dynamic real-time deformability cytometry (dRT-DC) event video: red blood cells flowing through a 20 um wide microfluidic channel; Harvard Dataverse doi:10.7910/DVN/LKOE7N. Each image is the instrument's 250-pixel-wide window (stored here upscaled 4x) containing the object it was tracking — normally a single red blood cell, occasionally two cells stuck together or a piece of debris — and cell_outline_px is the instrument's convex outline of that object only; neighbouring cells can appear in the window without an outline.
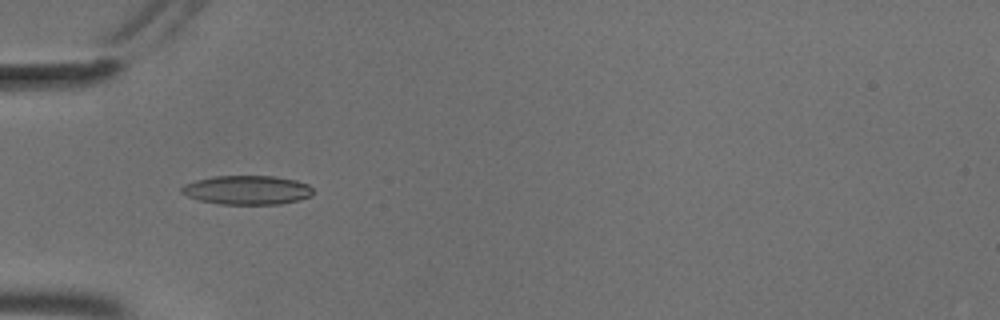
{"species": "common noctule bat (a hibernating species)", "species_latin": "Nyctalus noctula", "temperature_condition": "cold", "stored_images_in_passage": 46, "camera_frame_rate_fps": 3000, "um_per_image_px": 0.085, "animal": {"sex": "male", "body_mass_g": 18.8}, "frame": {"image": 1, "passage_image": 8, "time_ms": 2.333, "image_size_px": [1000, 320], "cell_outline_px": [[312, 196], [300, 200], [280, 204], [220, 204], [200, 200], [188, 196], [180, 192], [180, 188], [184, 184], [196, 180], [216, 176], [276, 176], [296, 180], [308, 184], [312, 188]], "centroid_in_image_um": [21.02, 16.15], "position_along_channel_um": 64.0, "area_um2": 22.31}}
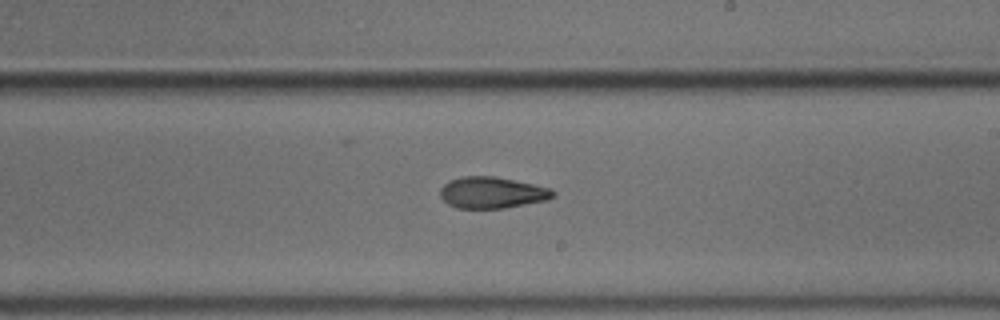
{"frame": {"image": 2, "passage_image": 23, "time_ms": 7.333, "image_size_px": [1000, 320], "cell_outline_px": [[556, 196], [544, 200], [504, 208], [456, 208], [448, 204], [440, 196], [440, 188], [448, 180], [464, 176], [496, 176], [552, 188], [556, 192]], "centroid_in_image_um": [41.82, 16.36], "position_along_channel_um": 247.2, "area_um2": 20.69}}
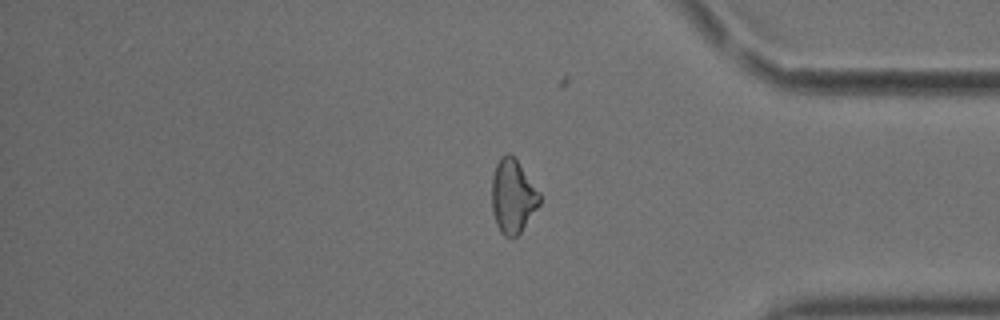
{"frame": {"image": 3, "passage_image": 36, "time_ms": 11.667, "image_size_px": [1000, 320], "cell_outline_px": [[540, 204], [520, 232], [516, 236], [504, 236], [500, 232], [496, 224], [492, 212], [492, 176], [496, 164], [500, 156], [508, 152], [516, 160], [540, 192]], "centroid_in_image_um": [43.57, 16.68], "position_along_channel_um": 391.6, "area_um2": 20.4}, "authors_computed_cell_mechanics": {"area_um2": 20.808, "velocity_mm_per_s": 3.7008, "shape_relaxation_time_tau1_ms": 10.8592, "shape_relaxation_time_tau2_ms": 2.3174, "deformation_change_tau1": 0.2215, "deformation_change_tau2": 0.0794}}